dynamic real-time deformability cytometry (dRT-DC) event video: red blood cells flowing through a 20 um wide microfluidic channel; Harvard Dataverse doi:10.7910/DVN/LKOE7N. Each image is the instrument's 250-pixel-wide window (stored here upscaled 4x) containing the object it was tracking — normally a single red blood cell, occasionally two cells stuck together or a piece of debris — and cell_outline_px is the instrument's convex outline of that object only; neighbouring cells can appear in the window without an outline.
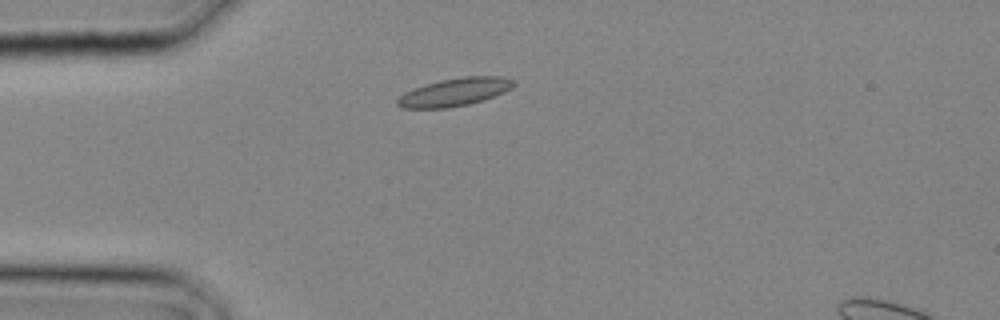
{"species": "common noctule bat (a hibernating species)", "species_latin": "Nyctalus noctula", "temperature_condition": "cold", "stored_images_in_passage": 4, "camera_frame_rate_fps": 3000, "um_per_image_px": 0.085, "animal": {"sex": "male", "body_mass_g": 20.4}, "frame": {"image": 1, "passage_image": 3, "time_ms": 0.667, "image_size_px": [1000, 320], "cell_outline_px": [[516, 84], [512, 88], [504, 92], [484, 100], [468, 104], [448, 108], [400, 108], [396, 104], [396, 100], [404, 92], [424, 84], [440, 80], [464, 76], [504, 76], [516, 80]], "centroid_in_image_um": [38.66, 7.82], "position_along_channel_um": 46.3, "area_um2": 19.19}}